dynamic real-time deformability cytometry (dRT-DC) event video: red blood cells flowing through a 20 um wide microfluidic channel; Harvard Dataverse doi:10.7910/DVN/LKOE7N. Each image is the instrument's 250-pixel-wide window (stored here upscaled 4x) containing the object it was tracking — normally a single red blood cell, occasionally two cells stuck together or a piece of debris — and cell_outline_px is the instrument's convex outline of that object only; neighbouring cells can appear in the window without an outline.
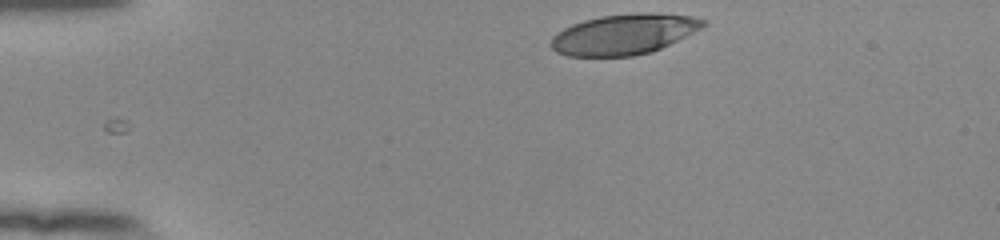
{"species": "human", "species_latin": "Homo sapiens", "temperature_condition": "room temperature", "stored_images_in_passage": 36, "camera_frame_rate_fps": 3000, "um_per_image_px": 0.085, "donor": {"sex": "female"}, "frame": {"image": 1, "passage_image": 1, "time_ms": 0.0, "image_size_px": [1000, 240], "cell_outline_px": [[708, 24], [652, 52], [632, 56], [568, 56], [556, 52], [548, 44], [552, 36], [564, 28], [572, 24], [584, 20], [600, 16], [640, 12], [652, 12], [692, 16], [708, 20]], "centroid_in_image_um": [53.01, 2.9], "position_along_channel_um": 32.0, "area_um2": 35.89}}
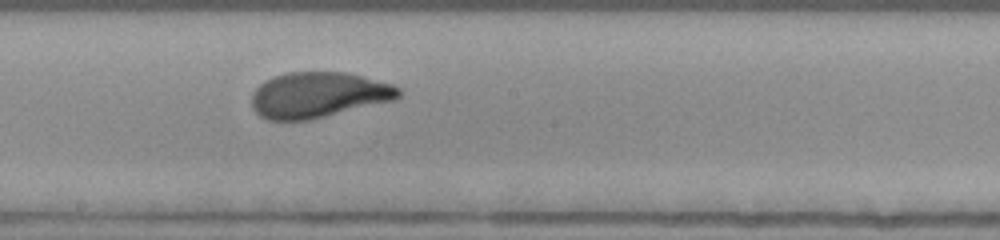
{"frame": {"image": 2, "passage_image": 21, "time_ms": 6.667, "image_size_px": [1000, 240], "cell_outline_px": [[400, 96], [396, 100], [308, 120], [268, 120], [260, 116], [252, 108], [252, 92], [260, 84], [276, 76], [288, 72], [344, 72], [392, 84], [400, 88]], "centroid_in_image_um": [27.06, 8.08], "position_along_channel_um": 221.1, "area_um2": 38.84}}
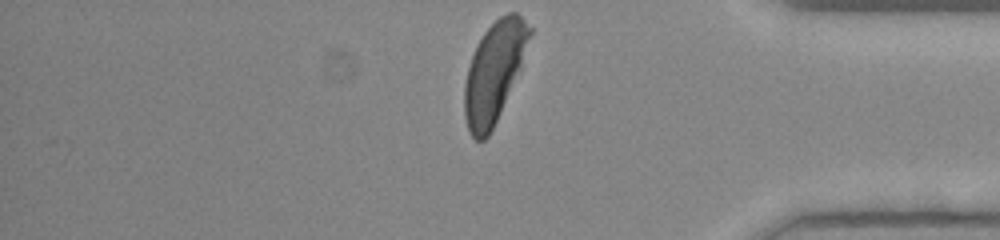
{"frame": {"image": 3, "passage_image": 36, "time_ms": 11.667, "image_size_px": [1000, 240], "cell_outline_px": [[532, 32], [520, 68], [500, 112], [488, 136], [484, 140], [476, 140], [468, 132], [464, 116], [464, 84], [468, 68], [472, 56], [484, 32], [500, 16], [508, 12], [516, 12], [532, 28]], "centroid_in_image_um": [41.98, 6.13], "position_along_channel_um": 393.2, "area_um2": 37.22}, "authors_computed_cell_mechanics": {"area_um2": 38.8994, "velocity_mm_per_s": 3.8212, "shape_relaxation_time_tau1_ms": 2.9703, "shape_relaxation_time_tau2_ms": 0.7572, "deformation_change_tau1": 0.1652, "deformation_change_tau2": 0.0685}}